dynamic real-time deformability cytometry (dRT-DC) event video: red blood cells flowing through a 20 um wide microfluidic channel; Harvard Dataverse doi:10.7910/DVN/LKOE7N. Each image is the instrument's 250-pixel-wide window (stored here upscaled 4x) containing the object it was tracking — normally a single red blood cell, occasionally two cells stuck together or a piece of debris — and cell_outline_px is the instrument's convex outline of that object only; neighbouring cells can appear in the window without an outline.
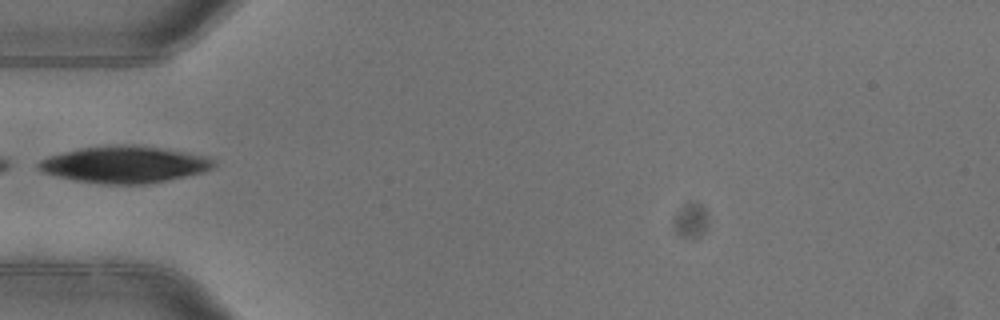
{"species": "common noctule bat (a hibernating species)", "species_latin": "Nyctalus noctula", "temperature_condition": "warm", "stored_images_in_passage": 5, "camera_frame_rate_fps": 3000, "um_per_image_px": 0.085, "animal": {"sex": "female"}, "frame": {"image": 1, "passage_image": 5, "time_ms": 1.333, "image_size_px": [1000, 320], "cell_outline_px": [[216, 164], [212, 168], [204, 172], [144, 184], [100, 184], [76, 180], [56, 176], [44, 172], [36, 168], [36, 164], [40, 160], [48, 156], [80, 148], [104, 144], [136, 144], [208, 156], [216, 160]], "centroid_in_image_um": [10.56, 13.96], "position_along_channel_um": 74.4, "area_um2": 37.74}}